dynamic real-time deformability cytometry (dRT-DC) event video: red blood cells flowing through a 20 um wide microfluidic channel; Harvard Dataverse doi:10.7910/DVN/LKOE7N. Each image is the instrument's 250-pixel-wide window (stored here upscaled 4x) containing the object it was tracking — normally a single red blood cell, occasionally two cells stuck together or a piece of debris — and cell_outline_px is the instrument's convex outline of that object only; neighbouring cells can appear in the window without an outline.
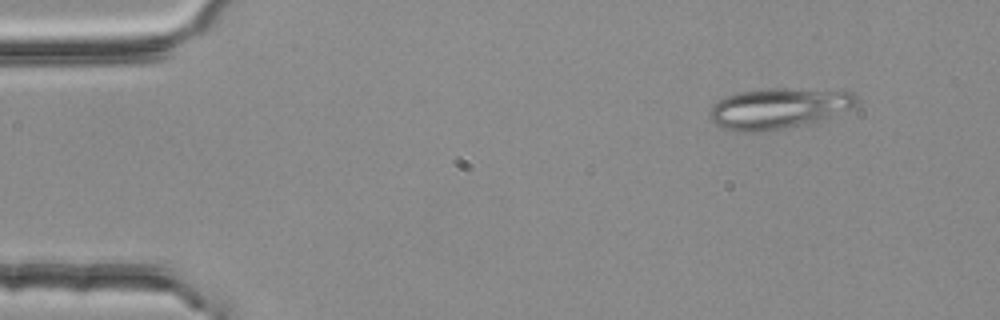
{"species": "common noctule bat (a hibernating species)", "species_latin": "Nyctalus noctula", "temperature_condition": "room temperature", "stored_images_in_passage": 4, "camera_frame_rate_fps": 3000, "um_per_image_px": 0.085, "animal": {"sex": "female", "body_mass_g": 25.1}, "frame": {"image": 1, "passage_image": 1, "time_ms": 0.0, "image_size_px": [1000, 320], "cell_outline_px": [[860, 100], [856, 104], [824, 120], [812, 124], [760, 132], [736, 132], [724, 128], [716, 124], [712, 120], [708, 112], [712, 104], [728, 96], [740, 92], [768, 88], [848, 88], [856, 92]], "centroid_in_image_um": [66.3, 9.18], "position_along_channel_um": 18.7, "area_um2": 35.95}}